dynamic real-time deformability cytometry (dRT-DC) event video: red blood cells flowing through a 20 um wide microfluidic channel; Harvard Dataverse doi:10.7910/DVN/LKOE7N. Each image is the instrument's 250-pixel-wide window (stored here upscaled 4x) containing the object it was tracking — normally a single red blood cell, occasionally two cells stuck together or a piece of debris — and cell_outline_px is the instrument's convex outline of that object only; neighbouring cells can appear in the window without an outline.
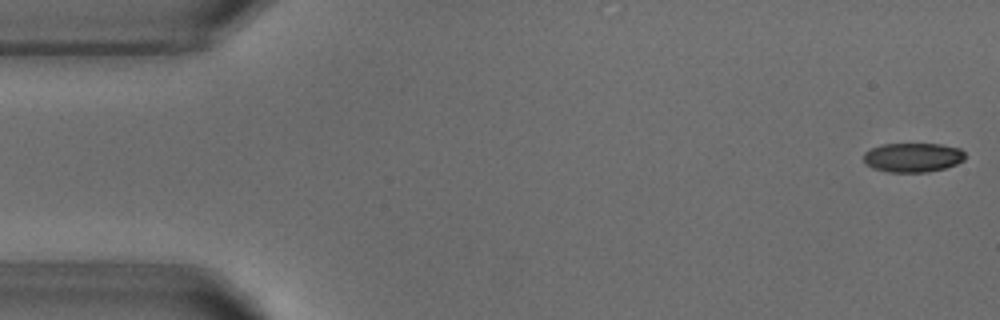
{"species": "common noctule bat (a hibernating species)", "species_latin": "Nyctalus noctula", "temperature_condition": "warm", "stored_images_in_passage": 20, "camera_frame_rate_fps": 3000, "um_per_image_px": 0.085, "animal": {"sex": "male", "body_mass_g": 18.8}, "frame": {"image": 1, "passage_image": 1, "time_ms": 0.0, "image_size_px": [1000, 320], "cell_outline_px": [[964, 160], [956, 164], [944, 168], [928, 172], [888, 172], [872, 168], [864, 164], [864, 152], [880, 144], [940, 144], [960, 148], [964, 152]], "centroid_in_image_um": [77.56, 13.38], "position_along_channel_um": 7.4, "area_um2": 17.4}}
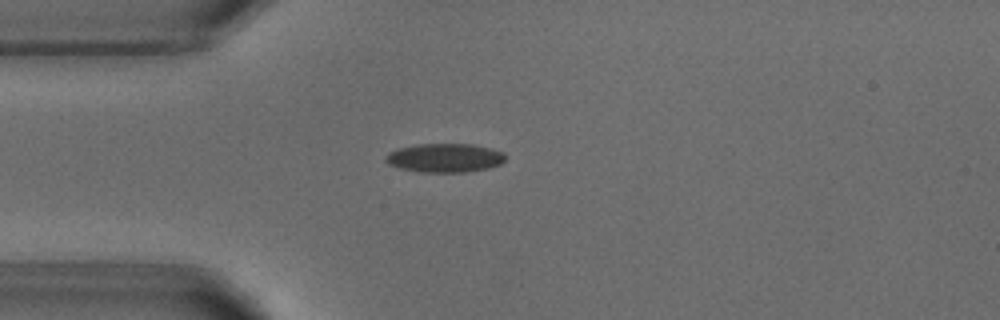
{"frame": {"image": 2, "passage_image": 13, "time_ms": 4.0, "image_size_px": [1000, 320], "cell_outline_px": [[504, 160], [500, 164], [488, 168], [464, 172], [420, 172], [400, 168], [388, 164], [384, 160], [384, 156], [388, 152], [400, 148], [416, 144], [472, 144], [492, 148], [504, 152]], "centroid_in_image_um": [37.78, 13.41], "position_along_channel_um": 47.2, "area_um2": 20.17}}
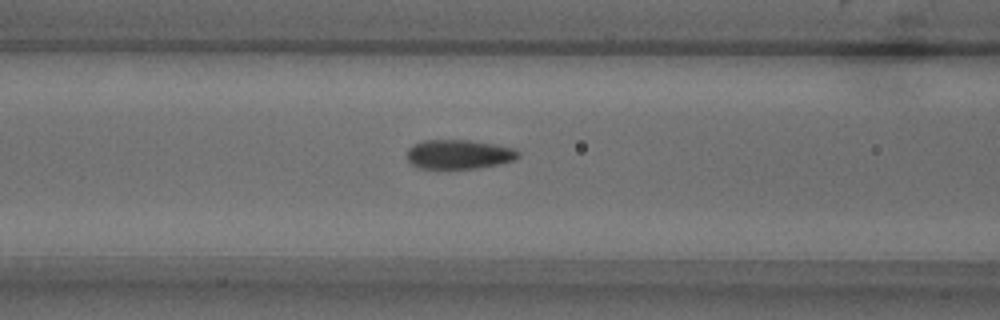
{"frame": {"image": 3, "passage_image": 20, "time_ms": 6.333, "image_size_px": [1000, 320], "cell_outline_px": [[520, 156], [512, 160], [500, 164], [476, 168], [416, 168], [404, 156], [408, 148], [424, 140], [468, 140], [492, 144], [512, 148], [520, 152]], "centroid_in_image_um": [38.96, 13.12], "position_along_channel_um": 127.6, "area_um2": 18.9}}